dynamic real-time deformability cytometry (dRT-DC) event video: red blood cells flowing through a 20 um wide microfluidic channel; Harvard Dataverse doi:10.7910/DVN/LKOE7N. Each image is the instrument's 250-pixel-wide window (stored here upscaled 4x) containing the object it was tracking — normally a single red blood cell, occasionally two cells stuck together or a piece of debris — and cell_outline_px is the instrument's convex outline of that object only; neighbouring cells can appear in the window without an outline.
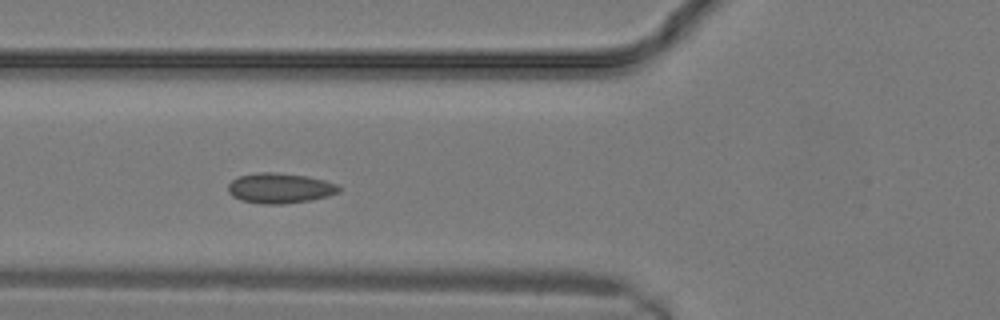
{"species": "common noctule bat (a hibernating species)", "species_latin": "Nyctalus noctula", "temperature_condition": "warm", "stored_images_in_passage": 12, "camera_frame_rate_fps": 3000, "um_per_image_px": 0.085, "animal": {"sex": "male", "body_mass_g": 19.2, "forearm_length_mm": 51.8}, "frame": {"image": 1, "passage_image": 9, "time_ms": 2.667, "image_size_px": [1000, 320], "cell_outline_px": [[340, 192], [328, 196], [308, 200], [280, 204], [264, 204], [240, 200], [232, 196], [228, 192], [228, 184], [232, 180], [240, 176], [260, 172], [276, 172], [308, 176], [324, 180], [336, 184], [340, 188]], "centroid_in_image_um": [23.78, 15.99], "position_along_channel_um": 102.0, "area_um2": 19.42}}
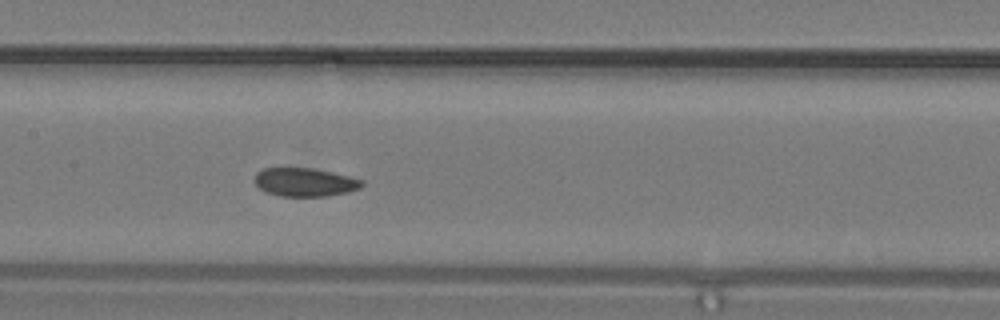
{"frame": {"image": 2, "passage_image": 12, "time_ms": 3.667, "image_size_px": [1000, 320], "cell_outline_px": [[364, 184], [360, 188], [348, 192], [328, 196], [280, 196], [264, 192], [256, 184], [256, 172], [264, 168], [312, 168], [348, 176], [364, 180]], "centroid_in_image_um": [25.92, 15.49], "position_along_channel_um": 181.5, "area_um2": 17.74}}